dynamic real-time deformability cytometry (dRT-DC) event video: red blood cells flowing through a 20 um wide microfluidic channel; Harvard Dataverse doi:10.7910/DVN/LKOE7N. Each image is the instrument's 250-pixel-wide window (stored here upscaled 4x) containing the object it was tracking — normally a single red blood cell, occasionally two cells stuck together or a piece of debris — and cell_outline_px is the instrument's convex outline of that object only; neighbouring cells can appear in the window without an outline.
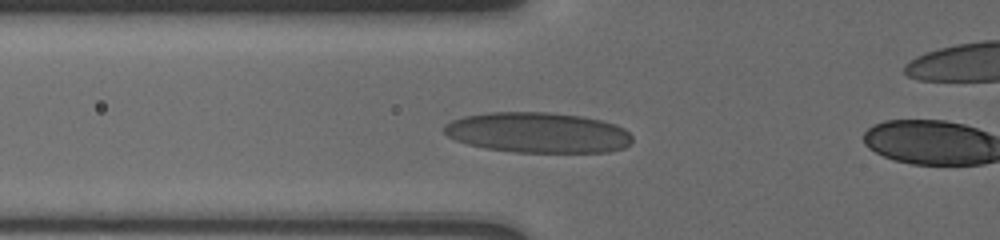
{"species": "human", "species_latin": "Homo sapiens", "temperature_condition": "cold", "stored_images_in_passage": 11, "camera_frame_rate_fps": 3000, "um_per_image_px": 0.085, "donor": {"sex": "male"}, "frame": {"image": 1, "passage_image": 10, "time_ms": 5.667, "image_size_px": [1000, 240], "cell_outline_px": [[632, 140], [624, 148], [608, 152], [512, 152], [484, 148], [468, 144], [456, 140], [448, 136], [444, 132], [444, 124], [452, 120], [464, 116], [488, 112], [548, 112], [580, 116], [600, 120], [616, 124], [624, 128], [632, 136]], "centroid_in_image_um": [45.71, 11.27], "position_along_channel_um": 80.1, "area_um2": 44.45}}